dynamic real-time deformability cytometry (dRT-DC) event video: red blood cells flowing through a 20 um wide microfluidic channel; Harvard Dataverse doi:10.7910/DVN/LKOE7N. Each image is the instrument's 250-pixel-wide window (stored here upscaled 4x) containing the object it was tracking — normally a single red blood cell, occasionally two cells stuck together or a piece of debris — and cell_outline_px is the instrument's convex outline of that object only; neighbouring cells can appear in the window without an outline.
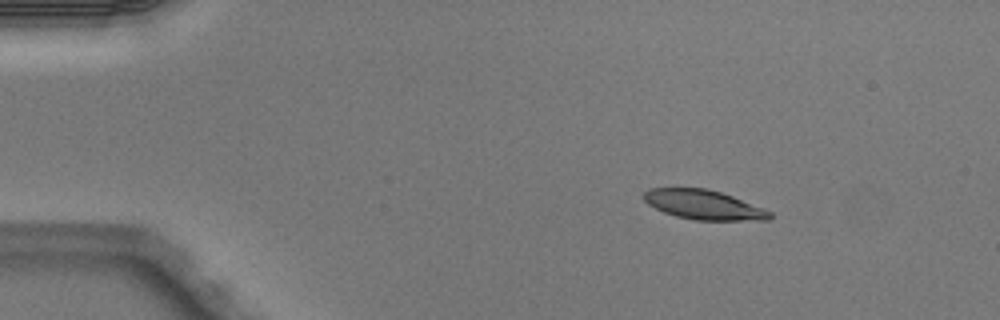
{"species": "Egyptian fruit bat (a non-hibernating species)", "species_latin": "Rousettus aegyptiacus", "temperature_condition": "warm", "stored_images_in_passage": 4, "camera_frame_rate_fps": 3000, "um_per_image_px": 0.085, "animal": {"sex": "male"}, "frame": {"image": 1, "passage_image": 2, "time_ms": 0.333, "image_size_px": [1000, 320], "cell_outline_px": [[772, 216], [768, 220], [696, 220], [676, 216], [664, 212], [648, 204], [644, 200], [644, 192], [648, 188], [708, 188], [732, 196], [764, 208], [772, 212]], "centroid_in_image_um": [59.82, 17.4], "position_along_channel_um": 25.2, "area_um2": 21.56}}